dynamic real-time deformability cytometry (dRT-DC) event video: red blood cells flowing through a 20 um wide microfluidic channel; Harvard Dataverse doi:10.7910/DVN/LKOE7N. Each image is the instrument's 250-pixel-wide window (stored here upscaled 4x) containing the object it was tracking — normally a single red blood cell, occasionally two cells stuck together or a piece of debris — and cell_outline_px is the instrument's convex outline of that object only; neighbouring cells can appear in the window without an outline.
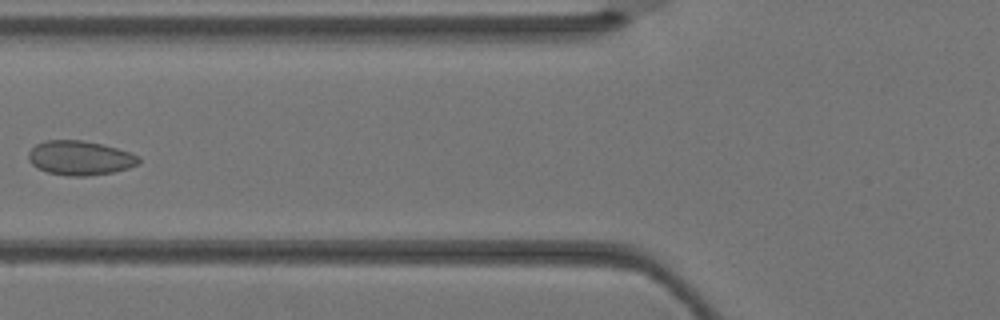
{"species": "Egyptian fruit bat (a non-hibernating species)", "species_latin": "Rousettus aegyptiacus", "temperature_condition": "warm", "stored_images_in_passage": 4, "camera_frame_rate_fps": 3000, "um_per_image_px": 0.085, "animal": {"sex": "female"}, "frame": {"image": 1, "passage_image": 4, "time_ms": 1.0, "image_size_px": [1000, 320], "cell_outline_px": [[140, 164], [128, 168], [112, 172], [88, 176], [68, 176], [48, 172], [36, 168], [28, 160], [28, 152], [36, 144], [44, 140], [80, 140], [100, 144], [116, 148], [140, 156]], "centroid_in_image_um": [6.78, 13.43], "position_along_channel_um": 119.0, "area_um2": 22.08}}